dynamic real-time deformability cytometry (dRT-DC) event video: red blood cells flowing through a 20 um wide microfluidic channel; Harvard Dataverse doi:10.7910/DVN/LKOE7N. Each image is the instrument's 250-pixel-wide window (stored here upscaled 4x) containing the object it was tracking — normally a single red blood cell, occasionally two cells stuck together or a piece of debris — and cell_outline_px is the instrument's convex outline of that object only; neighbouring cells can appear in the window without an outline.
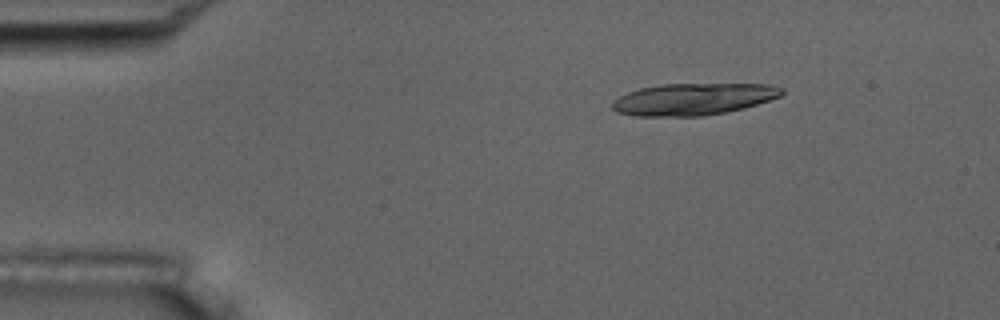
{"species": "common noctule bat (a hibernating species)", "species_latin": "Nyctalus noctula", "temperature_condition": "room temperature", "stored_images_in_passage": 15, "camera_frame_rate_fps": 3000, "um_per_image_px": 0.085, "animal": {"sex": "male", "body_mass_g": 17.5, "forearm_length_mm": 52.3}, "frame": {"image": 1, "passage_image": 3, "time_ms": 0.667, "image_size_px": [1000, 320], "cell_outline_px": [[784, 92], [780, 96], [744, 108], [704, 116], [636, 116], [616, 112], [612, 108], [612, 100], [628, 92], [640, 88], [664, 84], [768, 84], [784, 88]], "centroid_in_image_um": [58.91, 8.43], "position_along_channel_um": 26.1, "area_um2": 31.39}}
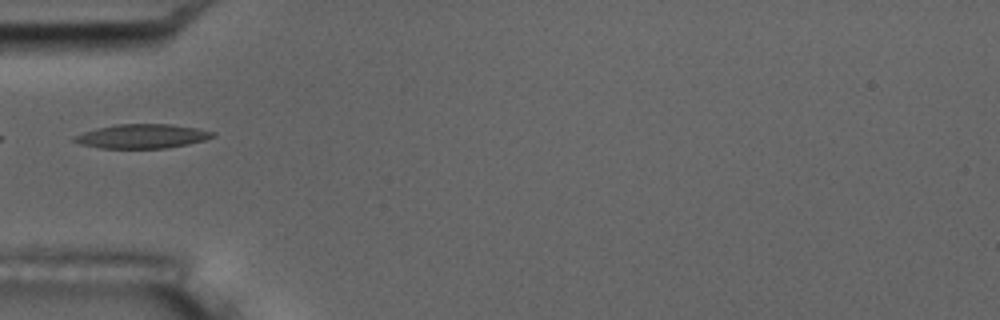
{"frame": {"image": 2, "passage_image": 5, "time_ms": 1.333, "image_size_px": [1000, 320], "cell_outline_px": [[216, 136], [204, 140], [188, 144], [164, 148], [100, 148], [80, 144], [72, 140], [72, 136], [96, 128], [116, 124], [172, 124], [196, 128], [216, 132]], "centroid_in_image_um": [12.07, 11.57], "position_along_channel_um": 72.9, "area_um2": 19.54}}
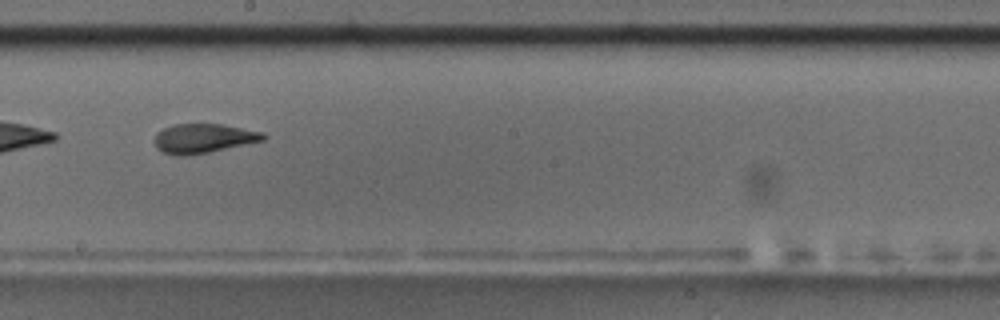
{"frame": {"image": 3, "passage_image": 9, "time_ms": 2.667, "image_size_px": [1000, 320], "cell_outline_px": [[268, 136], [264, 140], [208, 152], [184, 156], [172, 156], [160, 152], [156, 148], [152, 140], [156, 132], [172, 124], [220, 124], [264, 132]], "centroid_in_image_um": [17.21, 11.77], "position_along_channel_um": 231.0, "area_um2": 18.84}}